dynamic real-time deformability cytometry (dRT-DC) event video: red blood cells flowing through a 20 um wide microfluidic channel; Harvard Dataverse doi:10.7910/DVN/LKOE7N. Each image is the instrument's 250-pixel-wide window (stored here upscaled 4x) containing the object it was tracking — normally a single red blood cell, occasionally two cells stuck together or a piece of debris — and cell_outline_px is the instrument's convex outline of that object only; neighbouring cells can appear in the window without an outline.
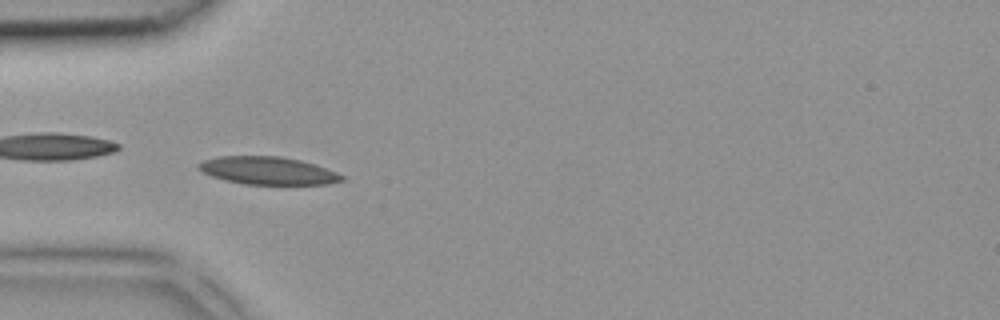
{"species": "common noctule bat (a hibernating species)", "species_latin": "Nyctalus noctula", "temperature_condition": "room temperature", "stored_images_in_passage": 5, "camera_frame_rate_fps": 3000, "um_per_image_px": 0.085, "animal": {"sex": "female", "body_mass_g": 18.4}, "frame": {"image": 1, "passage_image": 5, "time_ms": 1.333, "image_size_px": [1000, 320], "cell_outline_px": [[344, 180], [328, 184], [244, 184], [224, 180], [212, 176], [196, 168], [196, 164], [204, 160], [220, 156], [280, 156], [300, 160], [316, 164], [336, 172], [344, 176]], "centroid_in_image_um": [22.76, 14.5], "position_along_channel_um": 62.2, "area_um2": 23.18}}